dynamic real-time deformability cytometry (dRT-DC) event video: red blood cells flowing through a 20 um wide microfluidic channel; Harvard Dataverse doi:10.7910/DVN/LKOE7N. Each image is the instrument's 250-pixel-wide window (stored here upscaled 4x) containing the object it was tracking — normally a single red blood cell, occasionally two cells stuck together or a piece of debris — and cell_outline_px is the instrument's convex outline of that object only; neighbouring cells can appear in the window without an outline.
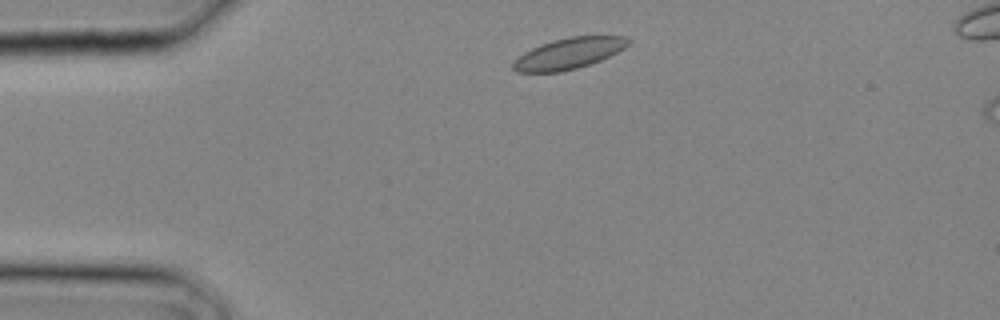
{"species": "common noctule bat (a hibernating species)", "species_latin": "Nyctalus noctula", "temperature_condition": "cold", "stored_images_in_passage": 2, "camera_frame_rate_fps": 3000, "um_per_image_px": 0.085, "animal": {"sex": "male", "body_mass_g": 20.4}, "frame": {"image": 1, "passage_image": 1, "time_ms": 0.0, "image_size_px": [1000, 320], "cell_outline_px": [[632, 40], [624, 48], [600, 60], [576, 68], [560, 72], [516, 72], [512, 68], [512, 64], [524, 52], [540, 44], [552, 40], [568, 36], [628, 36]], "centroid_in_image_um": [48.35, 4.53], "position_along_channel_um": 36.7, "area_um2": 20.69}}